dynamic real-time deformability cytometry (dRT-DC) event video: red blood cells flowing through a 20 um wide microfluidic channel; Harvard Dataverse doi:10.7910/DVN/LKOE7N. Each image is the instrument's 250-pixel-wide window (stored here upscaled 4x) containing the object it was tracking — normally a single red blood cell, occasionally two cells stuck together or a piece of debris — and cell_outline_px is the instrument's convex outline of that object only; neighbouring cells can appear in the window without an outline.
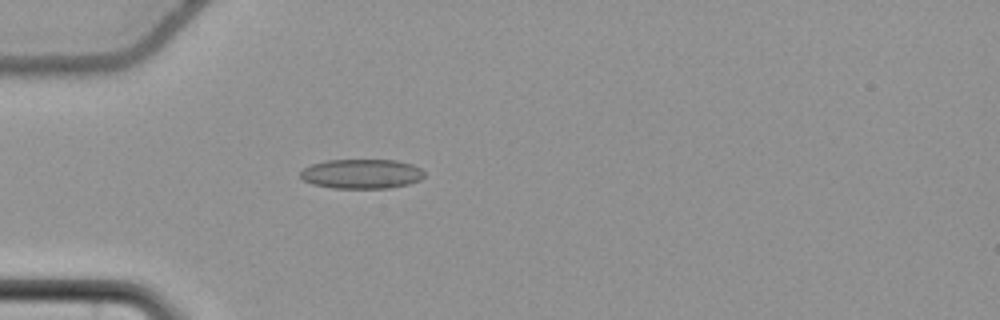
{"species": "common noctule bat (a hibernating species)", "species_latin": "Nyctalus noctula", "temperature_condition": "cold", "stored_images_in_passage": 40, "camera_frame_rate_fps": 3000, "um_per_image_px": 0.085, "animal": {"sex": "female", "body_mass_g": 22.7, "forearm_length_mm": 54.2}, "frame": {"image": 1, "passage_image": 1, "time_ms": 0.0, "image_size_px": [1000, 320], "cell_outline_px": [[424, 176], [420, 180], [408, 184], [392, 188], [332, 188], [312, 184], [304, 180], [300, 176], [300, 172], [304, 168], [312, 164], [328, 160], [396, 160], [412, 164], [420, 168], [424, 172]], "centroid_in_image_um": [30.75, 14.78], "position_along_channel_um": 54.3, "area_um2": 21.39}}
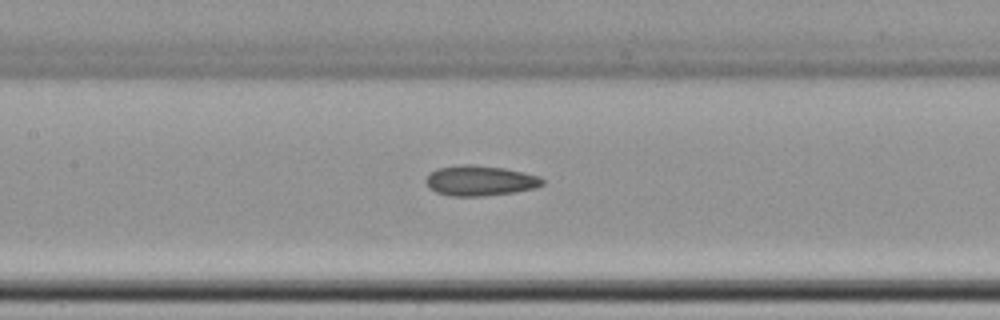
{"frame": {"image": 2, "passage_image": 11, "time_ms": 3.333, "image_size_px": [1000, 320], "cell_outline_px": [[544, 184], [536, 188], [516, 192], [484, 196], [448, 196], [436, 192], [428, 188], [424, 180], [436, 168], [460, 164], [472, 164], [504, 168], [524, 172], [540, 176], [544, 180]], "centroid_in_image_um": [40.8, 15.36], "position_along_channel_um": 166.6, "area_um2": 20.87}}
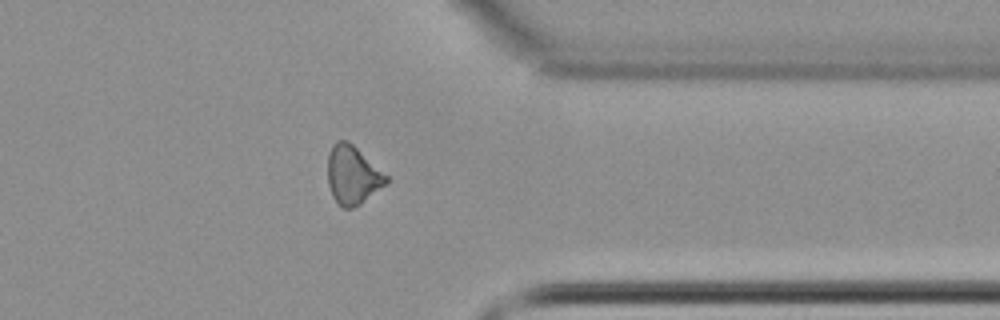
{"frame": {"image": 3, "passage_image": 29, "time_ms": 9.333, "image_size_px": [1000, 320], "cell_outline_px": [[388, 180], [384, 184], [360, 204], [352, 208], [344, 208], [332, 196], [328, 184], [328, 152], [332, 144], [336, 140], [348, 140], [388, 176]], "centroid_in_image_um": [29.93, 14.84], "position_along_channel_um": 381.5, "area_um2": 19.65}, "authors_computed_cell_mechanics": {"area_um2": 19.9988, "velocity_mm_per_s": 3.6951, "shape_relaxation_time_tau1_ms": 9.2743, "shape_relaxation_time_tau2_ms": 7.4261, "deformation_change_tau1": 0.108, "deformation_change_tau2": 0.1406}}